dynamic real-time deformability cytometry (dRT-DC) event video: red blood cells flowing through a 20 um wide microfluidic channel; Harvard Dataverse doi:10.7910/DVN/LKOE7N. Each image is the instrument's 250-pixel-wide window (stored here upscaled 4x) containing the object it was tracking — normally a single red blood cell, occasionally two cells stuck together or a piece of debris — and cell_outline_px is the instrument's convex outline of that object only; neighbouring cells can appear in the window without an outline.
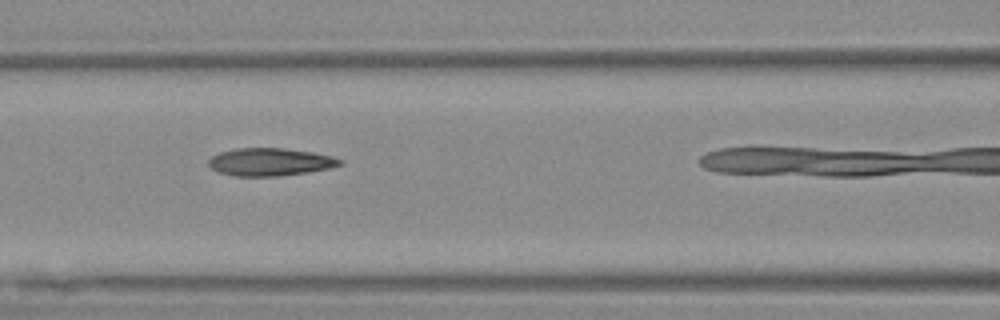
{"species": "Egyptian fruit bat (a non-hibernating species)", "species_latin": "Rousettus aegyptiacus", "temperature_condition": "warm", "stored_images_in_passage": 10, "camera_frame_rate_fps": 3000, "um_per_image_px": 0.085, "animal": {"sex": "female"}, "frame": {"image": 1, "passage_image": 4, "time_ms": 1.0, "image_size_px": [1000, 320], "cell_outline_px": [[344, 164], [328, 168], [308, 172], [280, 176], [236, 176], [220, 172], [212, 168], [208, 164], [208, 160], [212, 156], [220, 152], [236, 148], [284, 148], [312, 152], [332, 156], [344, 160]], "centroid_in_image_um": [22.98, 13.76], "position_along_channel_um": 143.6, "area_um2": 21.21}}
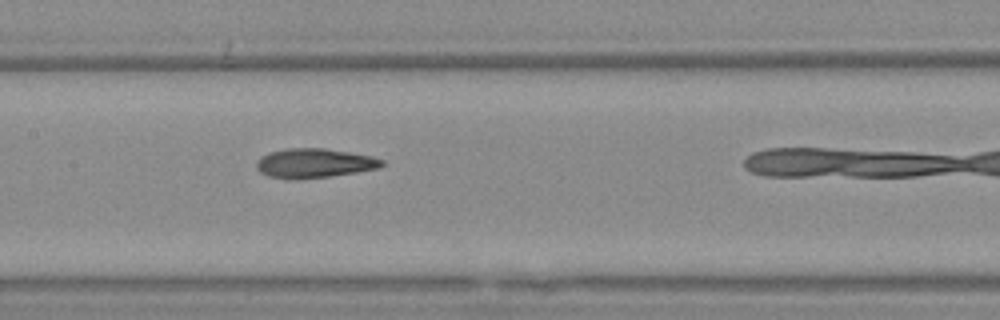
{"frame": {"image": 2, "passage_image": 7, "time_ms": 2.0, "image_size_px": [1000, 320], "cell_outline_px": [[384, 164], [380, 168], [356, 172], [328, 176], [268, 176], [260, 172], [256, 168], [256, 164], [260, 156], [268, 152], [288, 148], [324, 148], [372, 156], [384, 160]], "centroid_in_image_um": [26.75, 13.82], "position_along_channel_um": 180.6, "area_um2": 20.63}}